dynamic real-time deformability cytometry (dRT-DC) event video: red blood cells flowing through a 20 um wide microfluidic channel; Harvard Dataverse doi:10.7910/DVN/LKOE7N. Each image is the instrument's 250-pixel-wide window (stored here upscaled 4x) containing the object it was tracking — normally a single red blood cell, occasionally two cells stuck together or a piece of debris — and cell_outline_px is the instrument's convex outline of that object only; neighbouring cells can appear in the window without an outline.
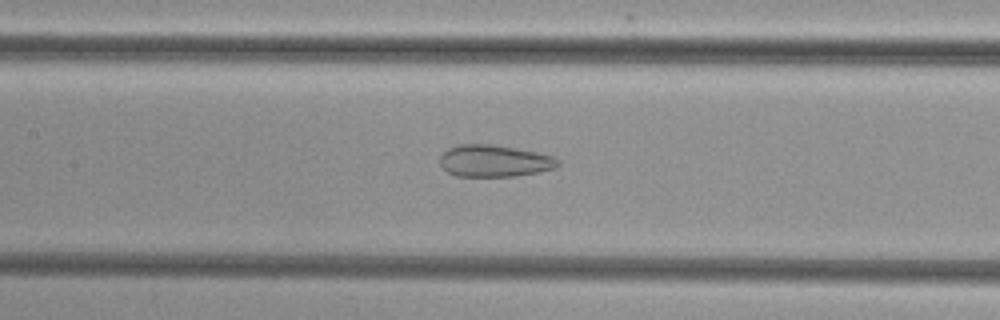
{"species": "common noctule bat (a hibernating species)", "species_latin": "Nyctalus noctula", "temperature_condition": "cold", "stored_images_in_passage": 38, "camera_frame_rate_fps": 3000, "um_per_image_px": 0.085, "animal": {"sex": "female", "body_mass_g": 29.2, "forearm_length_mm": 56.3}, "frame": {"image": 1, "passage_image": 14, "time_ms": 4.333, "image_size_px": [1000, 320], "cell_outline_px": [[560, 164], [556, 168], [516, 176], [456, 176], [448, 172], [440, 164], [440, 156], [448, 148], [460, 144], [492, 144], [536, 152], [556, 156], [560, 160]], "centroid_in_image_um": [42.04, 13.67], "position_along_channel_um": 165.4, "area_um2": 21.96}}
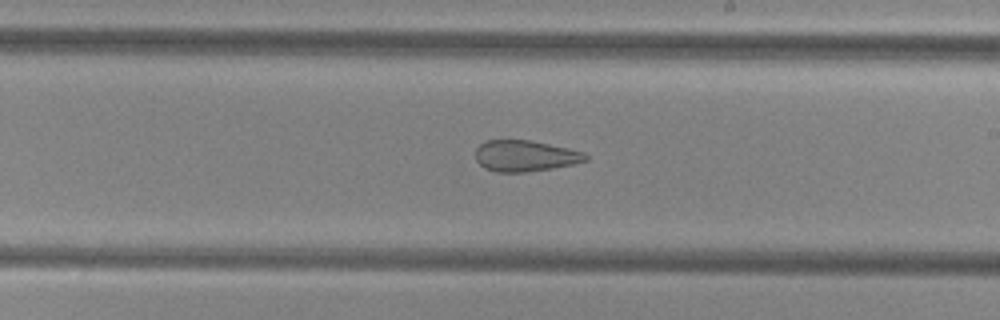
{"frame": {"image": 2, "passage_image": 20, "time_ms": 6.333, "image_size_px": [1000, 320], "cell_outline_px": [[588, 160], [572, 164], [552, 168], [524, 172], [496, 172], [484, 168], [476, 160], [476, 148], [480, 144], [488, 140], [528, 140], [568, 148], [584, 152], [588, 156]], "centroid_in_image_um": [44.62, 13.25], "position_along_channel_um": 244.4, "area_um2": 19.83}}
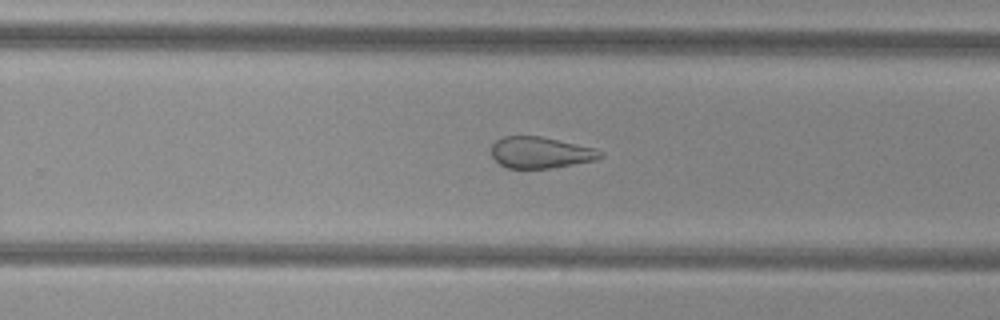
{"frame": {"image": 3, "passage_image": 23, "time_ms": 7.333, "image_size_px": [1000, 320], "cell_outline_px": [[604, 156], [596, 160], [552, 168], [508, 168], [500, 164], [492, 156], [492, 144], [496, 140], [504, 136], [540, 136], [596, 148], [604, 152]], "centroid_in_image_um": [45.98, 12.96], "position_along_channel_um": 283.8, "area_um2": 19.94}}